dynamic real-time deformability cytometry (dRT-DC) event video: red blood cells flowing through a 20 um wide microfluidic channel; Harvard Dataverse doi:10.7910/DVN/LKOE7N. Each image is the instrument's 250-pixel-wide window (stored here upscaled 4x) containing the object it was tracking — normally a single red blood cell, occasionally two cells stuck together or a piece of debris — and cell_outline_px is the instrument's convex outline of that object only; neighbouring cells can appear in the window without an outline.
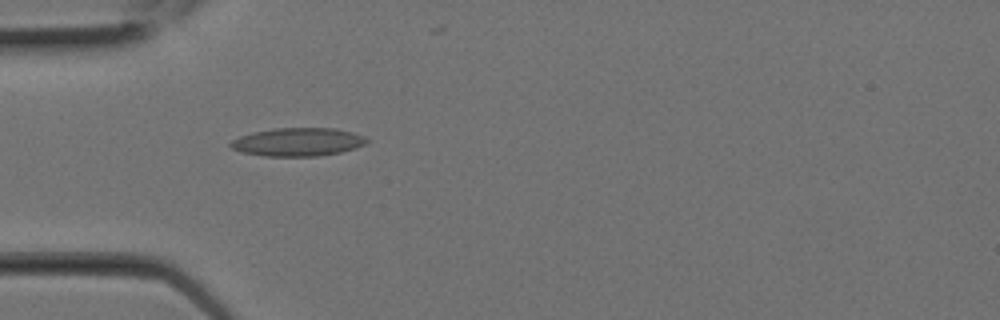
{"species": "Egyptian fruit bat (a non-hibernating species)", "species_latin": "Rousettus aegyptiacus", "temperature_condition": "room temperature", "stored_images_in_passage": 2, "camera_frame_rate_fps": 3000, "um_per_image_px": 0.085, "animal": {"sex": "female"}, "frame": {"image": 1, "passage_image": 2, "time_ms": 0.333, "image_size_px": [1000, 320], "cell_outline_px": [[368, 144], [356, 148], [340, 152], [316, 156], [264, 156], [244, 152], [232, 148], [228, 144], [232, 140], [240, 136], [252, 132], [272, 128], [336, 128], [352, 132], [364, 136], [368, 140]], "centroid_in_image_um": [25.34, 12.06], "position_along_channel_um": 59.7, "area_um2": 22.48}}